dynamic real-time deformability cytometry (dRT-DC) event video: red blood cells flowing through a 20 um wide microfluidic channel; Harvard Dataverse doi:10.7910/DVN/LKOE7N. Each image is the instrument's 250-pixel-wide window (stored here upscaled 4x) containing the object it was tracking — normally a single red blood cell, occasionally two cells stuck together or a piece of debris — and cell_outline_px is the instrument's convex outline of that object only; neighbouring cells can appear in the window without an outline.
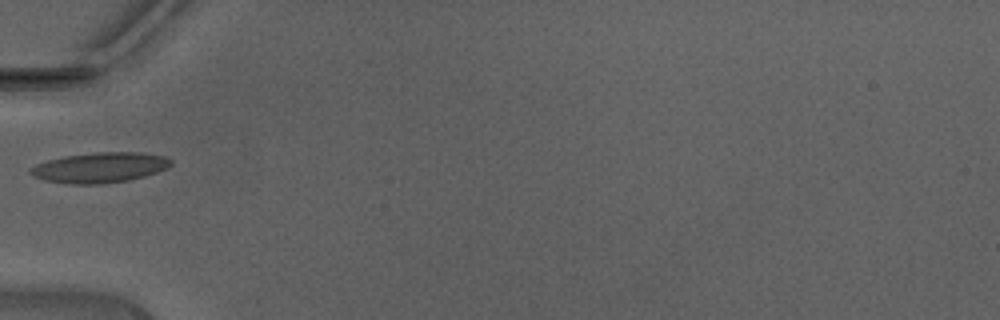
{"species": "Egyptian fruit bat (a non-hibernating species)", "species_latin": "Rousettus aegyptiacus", "temperature_condition": "warm", "stored_images_in_passage": 26, "camera_frame_rate_fps": 3000, "um_per_image_px": 0.085, "animal": {"sex": "male"}, "frame": {"image": 1, "passage_image": 1, "time_ms": 0.0, "image_size_px": [1000, 320], "cell_outline_px": [[172, 164], [168, 168], [144, 176], [128, 180], [100, 184], [72, 184], [44, 180], [32, 176], [28, 172], [28, 168], [36, 164], [48, 160], [64, 156], [96, 152], [140, 152], [164, 156], [172, 160]], "centroid_in_image_um": [8.46, 14.24], "position_along_channel_um": 76.5, "area_um2": 24.85}}
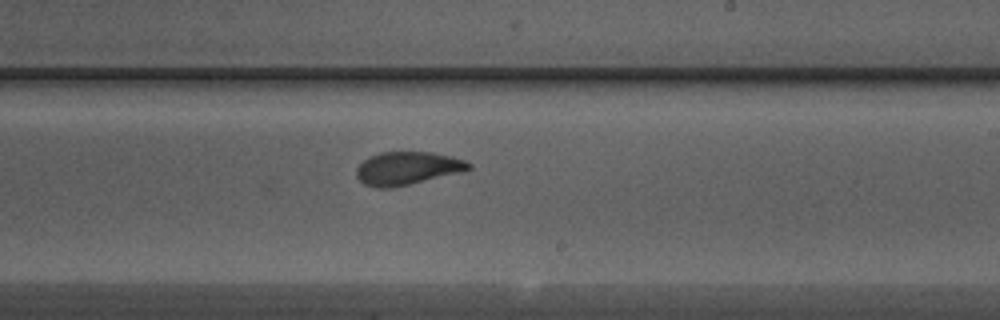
{"frame": {"image": 2, "passage_image": 13, "time_ms": 4.0, "image_size_px": [1000, 320], "cell_outline_px": [[472, 168], [464, 172], [408, 184], [388, 188], [376, 188], [364, 184], [356, 176], [356, 168], [368, 156], [380, 152], [432, 152], [452, 156], [464, 160], [472, 164]], "centroid_in_image_um": [34.64, 14.29], "position_along_channel_um": 254.4, "area_um2": 21.73}}
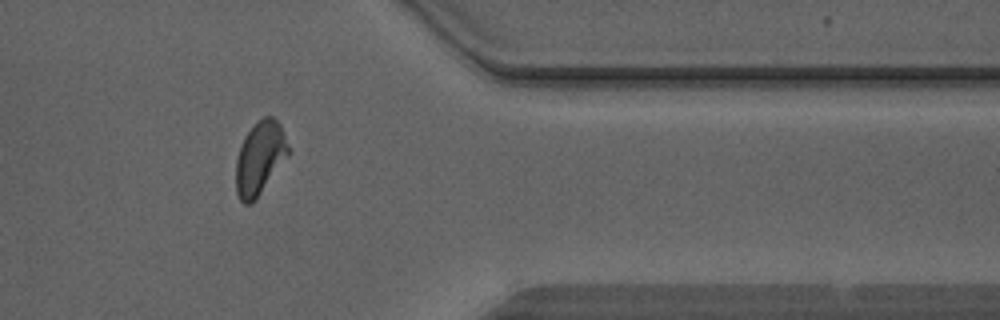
{"frame": {"image": 3, "passage_image": 23, "time_ms": 7.333, "image_size_px": [1000, 320], "cell_outline_px": [[288, 156], [256, 200], [252, 204], [244, 204], [240, 200], [236, 192], [236, 160], [244, 136], [256, 120], [264, 116], [272, 116], [280, 124], [288, 144]], "centroid_in_image_um": [22.08, 13.44], "position_along_channel_um": 389.3, "area_um2": 22.43}, "authors_computed_cell_mechanics": {"area_um2": 22.0796, "velocity_mm_per_s": 4.4332, "shape_relaxation_time_tau1_ms": 2.9058, "shape_relaxation_time_tau2_ms": 0.9364, "deformation_change_tau1": 0.1063, "deformation_change_tau2": 0.0663}}